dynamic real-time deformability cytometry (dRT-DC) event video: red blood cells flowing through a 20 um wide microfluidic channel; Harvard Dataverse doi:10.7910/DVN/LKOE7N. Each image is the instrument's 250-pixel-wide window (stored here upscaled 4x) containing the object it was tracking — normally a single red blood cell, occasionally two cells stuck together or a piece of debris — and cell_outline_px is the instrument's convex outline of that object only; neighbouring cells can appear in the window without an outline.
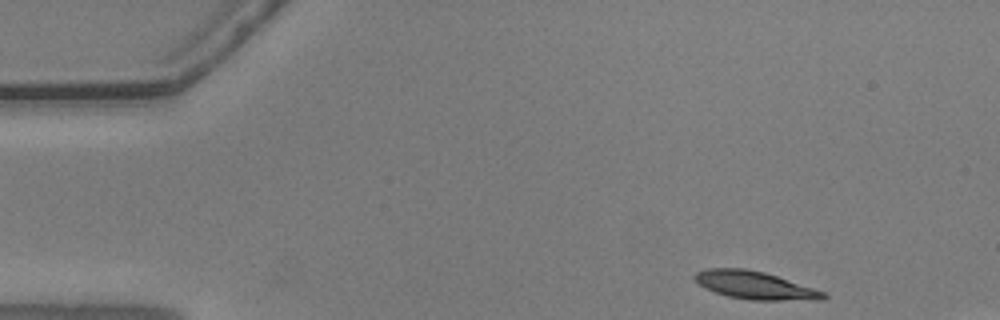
{"species": "common noctule bat (a hibernating species)", "species_latin": "Nyctalus noctula", "temperature_condition": "warm", "stored_images_in_passage": 39, "camera_frame_rate_fps": 3000, "um_per_image_px": 0.085, "animal": {"sex": "male", "body_mass_g": 20.5, "forearm_length_mm": 52.5}, "frame": {"image": 1, "passage_image": 1, "time_ms": 0.0, "image_size_px": [1000, 320], "cell_outline_px": [[828, 296], [824, 300], [752, 300], [728, 296], [716, 292], [700, 284], [692, 276], [696, 272], [704, 268], [744, 268], [764, 272], [824, 292]], "centroid_in_image_um": [64.15, 24.24], "position_along_channel_um": 20.8, "area_um2": 20.58}}
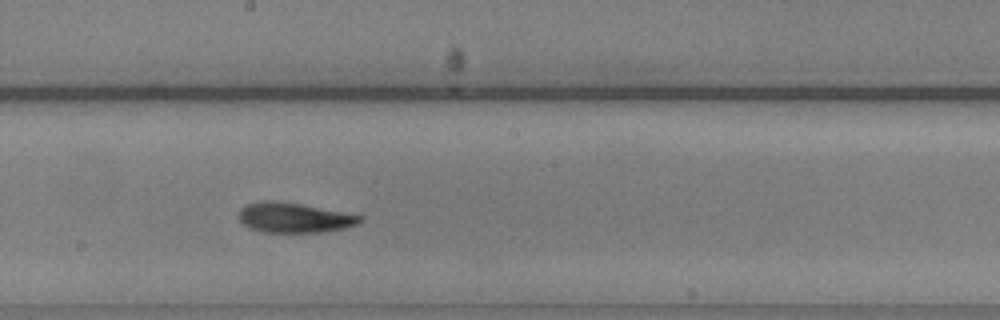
{"frame": {"image": 2, "passage_image": 25, "time_ms": 8.0, "image_size_px": [1000, 320], "cell_outline_px": [[364, 220], [356, 224], [344, 228], [320, 232], [260, 232], [248, 228], [240, 220], [240, 208], [248, 204], [264, 200], [300, 204], [364, 216]], "centroid_in_image_um": [25.0, 18.51], "position_along_channel_um": 223.2, "area_um2": 20.87}}
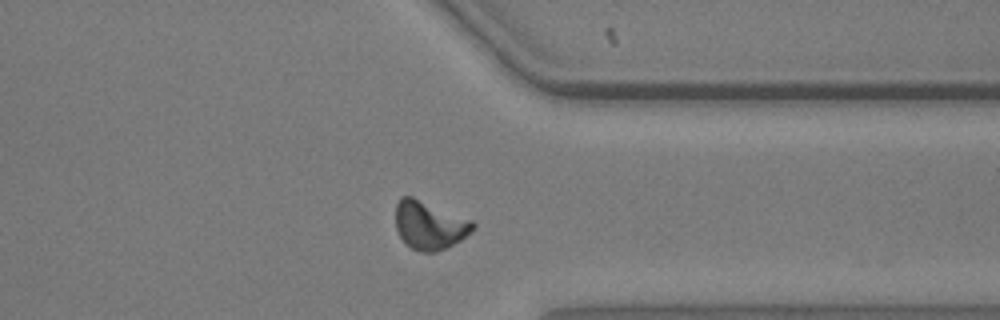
{"frame": {"image": 3, "passage_image": 38, "time_ms": 12.333, "image_size_px": [1000, 320], "cell_outline_px": [[476, 228], [460, 240], [436, 252], [420, 252], [404, 244], [396, 228], [396, 204], [400, 196], [412, 196], [472, 220], [476, 224]], "centroid_in_image_um": [36.49, 19.14], "position_along_channel_um": 374.9, "area_um2": 21.79}}